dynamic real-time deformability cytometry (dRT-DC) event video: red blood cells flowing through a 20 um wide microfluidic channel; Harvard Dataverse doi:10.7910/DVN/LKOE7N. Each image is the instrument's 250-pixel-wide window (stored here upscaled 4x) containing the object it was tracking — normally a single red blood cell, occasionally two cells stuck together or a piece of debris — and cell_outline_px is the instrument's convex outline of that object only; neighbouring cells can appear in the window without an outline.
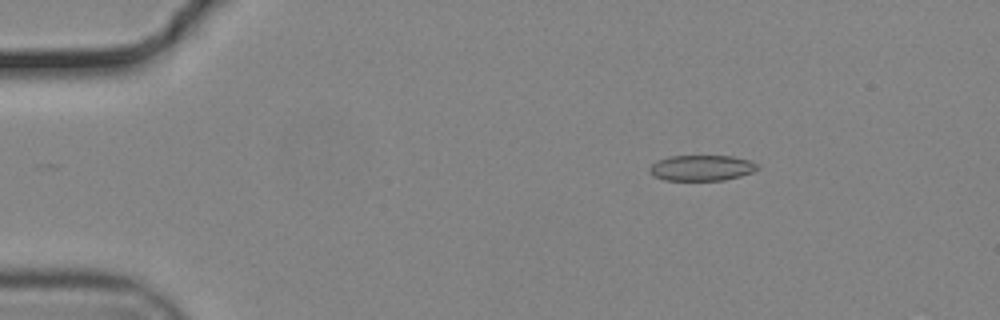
{"species": "common noctule bat (a hibernating species)", "species_latin": "Nyctalus noctula", "temperature_condition": "cold", "stored_images_in_passage": 55, "camera_frame_rate_fps": 3000, "um_per_image_px": 0.085, "animal": {"sex": "male", "body_mass_g": 19.2, "forearm_length_mm": 51.8}, "frame": {"image": 1, "passage_image": 9, "time_ms": 2.667, "image_size_px": [1000, 320], "cell_outline_px": [[760, 168], [752, 172], [740, 176], [724, 180], [664, 180], [652, 176], [648, 172], [648, 168], [656, 160], [668, 156], [732, 156], [748, 160], [756, 164]], "centroid_in_image_um": [59.57, 14.27], "position_along_channel_um": 25.4, "area_um2": 16.24}}
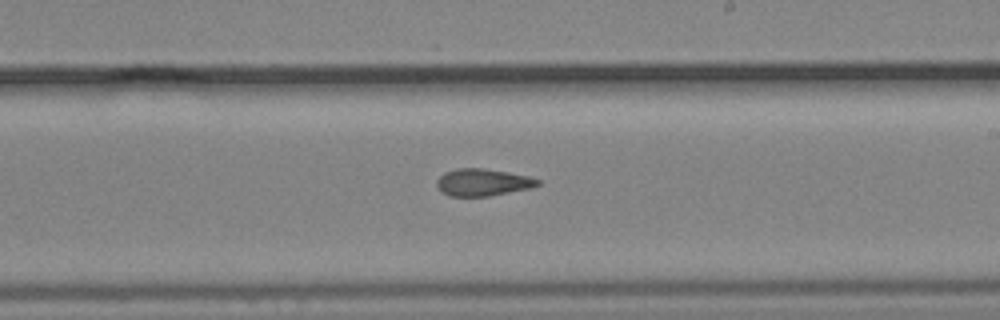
{"frame": {"image": 2, "passage_image": 33, "time_ms": 10.667, "image_size_px": [1000, 320], "cell_outline_px": [[540, 184], [528, 188], [488, 196], [448, 196], [436, 184], [436, 180], [444, 172], [456, 168], [484, 168], [508, 172], [528, 176], [540, 180]], "centroid_in_image_um": [41.01, 15.48], "position_along_channel_um": 248.0, "area_um2": 15.78}}
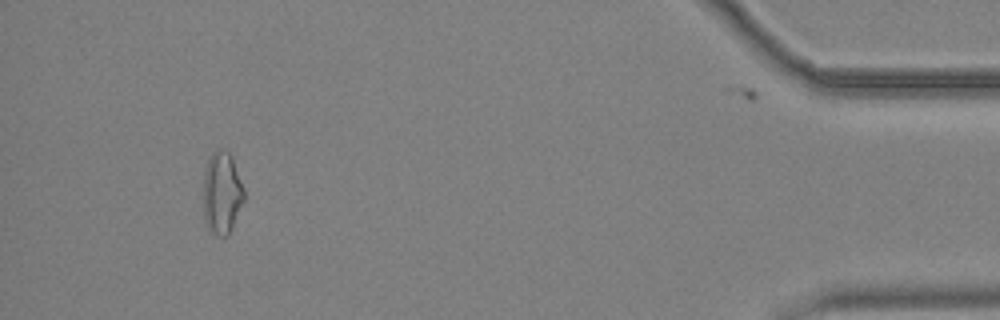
{"frame": {"image": 3, "passage_image": 52, "time_ms": 17.0, "image_size_px": [1000, 320], "cell_outline_px": [[244, 200], [228, 236], [216, 236], [208, 228], [204, 216], [204, 168], [212, 152], [220, 148], [228, 152], [232, 156], [244, 188]], "centroid_in_image_um": [18.86, 16.38], "position_along_channel_um": 416.3, "area_um2": 19.54}, "authors_computed_cell_mechanics": {"area_um2": 16.7042, "velocity_mm_per_s": 3.723, "shape_relaxation_time_tau1_ms": null, "shape_relaxation_time_tau2_ms": 2.9759, "deformation_change_tau1": null, "deformation_change_tau2": 0.0857}}